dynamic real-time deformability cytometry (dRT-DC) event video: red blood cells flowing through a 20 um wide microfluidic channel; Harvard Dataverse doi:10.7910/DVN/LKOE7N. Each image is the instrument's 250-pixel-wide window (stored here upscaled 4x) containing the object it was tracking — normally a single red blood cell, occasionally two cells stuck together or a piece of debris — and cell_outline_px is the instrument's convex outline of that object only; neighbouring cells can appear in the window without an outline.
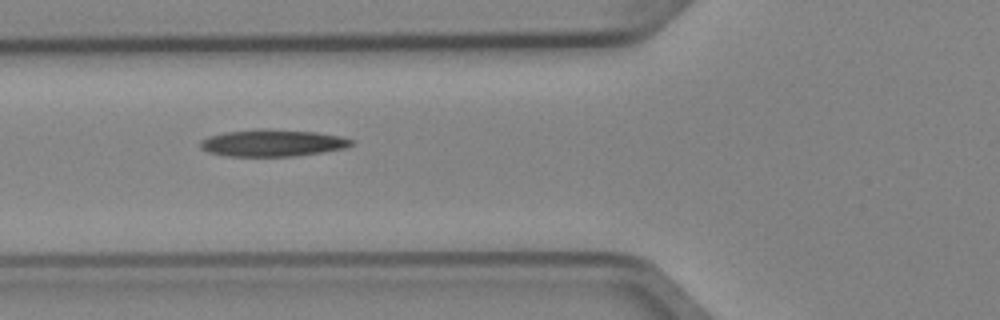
{"species": "Egyptian fruit bat (a non-hibernating species)", "species_latin": "Rousettus aegyptiacus", "temperature_condition": "cold", "stored_images_in_passage": 8, "camera_frame_rate_fps": 3000, "um_per_image_px": 0.085, "animal": {"sex": "female"}, "frame": {"image": 1, "passage_image": 5, "time_ms": 1.333, "image_size_px": [1000, 320], "cell_outline_px": [[356, 140], [352, 144], [344, 148], [320, 152], [292, 156], [224, 156], [208, 152], [200, 148], [200, 140], [208, 136], [224, 132], [256, 128], [260, 128], [316, 132], [340, 136]], "centroid_in_image_um": [23.11, 12.14], "position_along_channel_um": 102.7, "area_um2": 23.81}}